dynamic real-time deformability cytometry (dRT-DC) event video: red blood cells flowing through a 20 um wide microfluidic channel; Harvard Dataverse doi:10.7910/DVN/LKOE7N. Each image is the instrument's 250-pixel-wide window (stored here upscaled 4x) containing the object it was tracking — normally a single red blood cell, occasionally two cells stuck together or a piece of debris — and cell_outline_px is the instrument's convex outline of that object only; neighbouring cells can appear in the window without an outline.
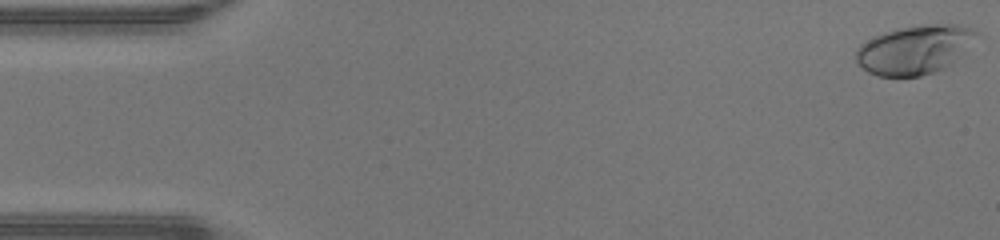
{"species": "human", "species_latin": "Homo sapiens", "temperature_condition": "warm", "stored_images_in_passage": 48, "camera_frame_rate_fps": 3000, "um_per_image_px": 0.085, "donor": {"sex": "male"}, "frame": {"image": 1, "passage_image": 1, "time_ms": 0.0, "image_size_px": [1000, 240], "cell_outline_px": [[984, 36], [944, 68], [936, 72], [920, 76], [876, 76], [868, 72], [856, 60], [856, 48], [860, 44], [884, 32], [896, 28], [924, 24], [956, 24], [980, 32]], "centroid_in_image_um": [77.81, 4.2], "position_along_channel_um": 7.2, "area_um2": 34.62}}
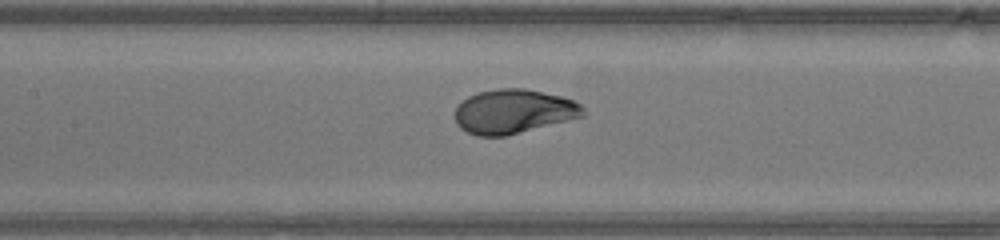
{"frame": {"image": 2, "passage_image": 22, "time_ms": 7.0, "image_size_px": [1000, 240], "cell_outline_px": [[584, 116], [504, 136], [476, 136], [460, 128], [456, 124], [456, 108], [468, 96], [480, 92], [496, 88], [524, 88], [560, 96], [572, 100], [580, 104], [584, 108]], "centroid_in_image_um": [43.64, 9.47], "position_along_channel_um": 163.8, "area_um2": 32.66}}
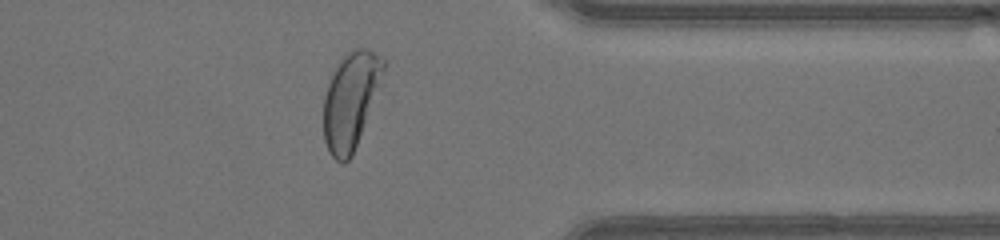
{"frame": {"image": 3, "passage_image": 38, "time_ms": 12.333, "image_size_px": [1000, 240], "cell_outline_px": [[384, 68], [352, 156], [344, 164], [340, 164], [328, 152], [324, 140], [324, 96], [328, 84], [336, 68], [344, 56], [352, 48], [368, 48], [380, 56], [384, 60]], "centroid_in_image_um": [29.76, 8.56], "position_along_channel_um": 381.6, "area_um2": 32.48}, "authors_computed_cell_mechanics": {"area_um2": 33.3506, "velocity_mm_per_s": 4.3282, "shape_relaxation_time_tau1_ms": 2.4525, "shape_relaxation_time_tau2_ms": null, "deformation_change_tau1": 0.1779, "deformation_change_tau2": null}}